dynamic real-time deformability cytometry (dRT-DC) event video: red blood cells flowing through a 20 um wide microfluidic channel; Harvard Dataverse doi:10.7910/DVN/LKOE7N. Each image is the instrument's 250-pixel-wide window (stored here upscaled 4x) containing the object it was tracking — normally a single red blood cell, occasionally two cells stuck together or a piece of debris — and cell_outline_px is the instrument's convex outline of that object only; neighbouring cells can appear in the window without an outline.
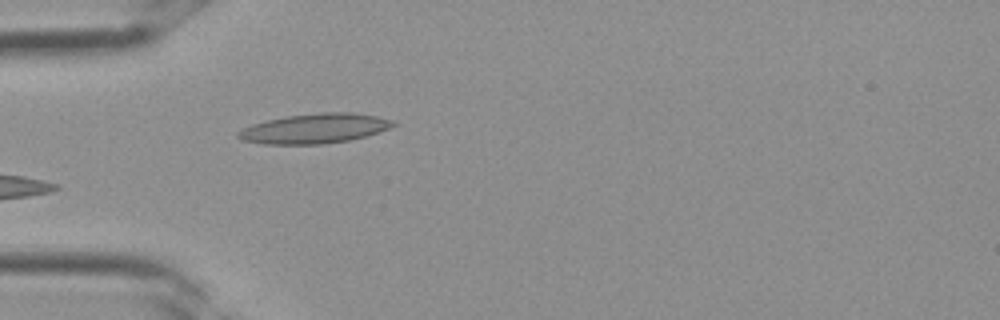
{"species": "Egyptian fruit bat (a non-hibernating species)", "species_latin": "Rousettus aegyptiacus", "temperature_condition": "room temperature", "stored_images_in_passage": 4, "camera_frame_rate_fps": 3000, "um_per_image_px": 0.085, "frame": {"image": 1, "passage_image": 4, "time_ms": 1.0, "image_size_px": [1000, 320], "cell_outline_px": [[396, 124], [380, 132], [348, 140], [324, 144], [264, 144], [244, 140], [236, 136], [236, 132], [252, 124], [268, 120], [288, 116], [320, 112], [352, 112], [376, 116], [396, 120]], "centroid_in_image_um": [26.77, 10.92], "position_along_channel_um": 58.2, "area_um2": 26.76}}